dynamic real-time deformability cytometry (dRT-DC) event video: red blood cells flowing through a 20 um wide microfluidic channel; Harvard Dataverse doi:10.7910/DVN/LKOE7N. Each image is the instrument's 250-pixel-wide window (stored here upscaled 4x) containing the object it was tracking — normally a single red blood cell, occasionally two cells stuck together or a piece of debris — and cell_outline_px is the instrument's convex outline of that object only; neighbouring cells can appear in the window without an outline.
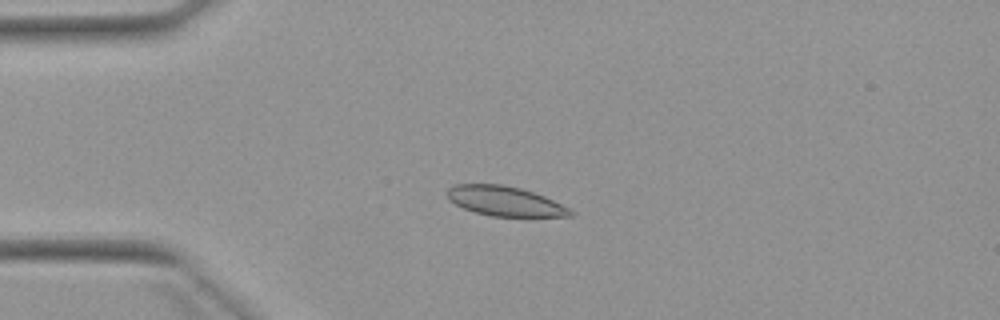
{"species": "Egyptian fruit bat (a non-hibernating species)", "species_latin": "Rousettus aegyptiacus", "temperature_condition": "warm", "stored_images_in_passage": 7, "camera_frame_rate_fps": 3000, "um_per_image_px": 0.085, "animal": {"sex": "female"}, "frame": {"image": 1, "passage_image": 3, "time_ms": 3.333, "image_size_px": [1000, 320], "cell_outline_px": [[576, 212], [572, 216], [492, 216], [476, 212], [464, 208], [448, 200], [448, 188], [456, 184], [500, 184], [520, 188], [544, 196]], "centroid_in_image_um": [42.91, 17.09], "position_along_channel_um": 42.1, "area_um2": 20.98}}
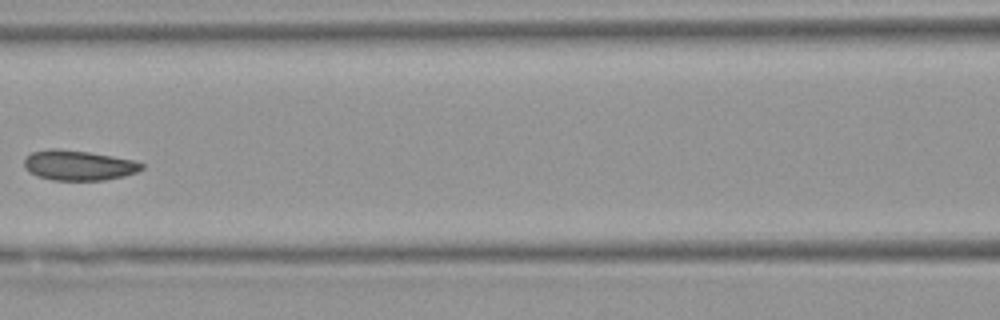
{"frame": {"image": 2, "passage_image": 6, "time_ms": 7.0, "image_size_px": [1000, 320], "cell_outline_px": [[144, 168], [136, 172], [124, 176], [104, 180], [52, 180], [36, 176], [28, 172], [24, 168], [24, 156], [32, 152], [48, 148], [56, 148], [88, 152], [112, 156], [132, 160], [144, 164]], "centroid_in_image_um": [6.62, 14.05], "position_along_channel_um": 160.0, "area_um2": 20.75}}
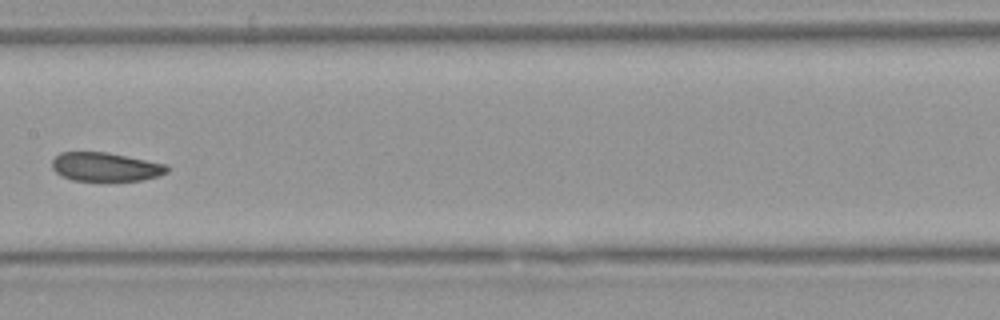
{"frame": {"image": 3, "passage_image": 7, "time_ms": 8.0, "image_size_px": [1000, 320], "cell_outline_px": [[168, 172], [160, 176], [140, 180], [72, 180], [60, 176], [52, 168], [52, 160], [60, 152], [108, 152], [168, 164]], "centroid_in_image_um": [8.98, 14.17], "position_along_channel_um": 198.4, "area_um2": 19.36}}